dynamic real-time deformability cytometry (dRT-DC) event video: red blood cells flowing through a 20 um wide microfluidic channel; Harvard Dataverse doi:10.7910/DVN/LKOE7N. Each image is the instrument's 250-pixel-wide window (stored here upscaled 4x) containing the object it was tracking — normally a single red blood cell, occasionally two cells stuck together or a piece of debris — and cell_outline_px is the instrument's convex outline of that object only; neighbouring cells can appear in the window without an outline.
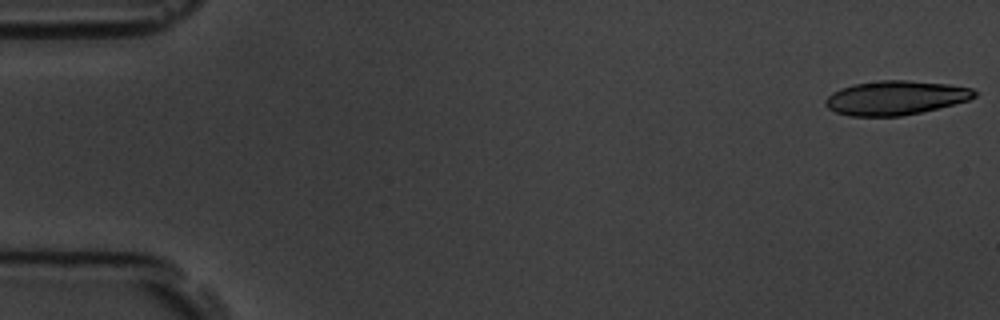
{"species": "common noctule bat (a hibernating species)", "species_latin": "Nyctalus noctula", "temperature_condition": "room temperature", "stored_images_in_passage": 7, "camera_frame_rate_fps": 3000, "um_per_image_px": 0.085, "animal": {"sex": "male", "body_mass_g": 19.5, "forearm_length_mm": 54.6}, "frame": {"image": 1, "passage_image": 1, "time_ms": 0.0, "image_size_px": [1000, 320], "cell_outline_px": [[976, 96], [968, 100], [920, 112], [900, 116], [848, 116], [836, 112], [828, 108], [824, 104], [824, 100], [832, 92], [840, 88], [852, 84], [880, 80], [908, 80], [948, 84], [972, 88], [976, 92]], "centroid_in_image_um": [76.07, 8.3], "position_along_channel_um": 8.9, "area_um2": 29.59}}
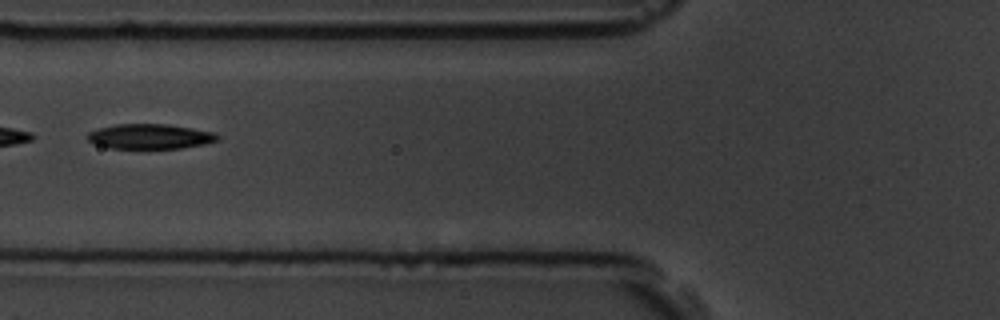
{"frame": {"image": 2, "passage_image": 6, "time_ms": 6.667, "image_size_px": [1000, 320], "cell_outline_px": [[220, 140], [204, 144], [180, 148], [108, 148], [96, 144], [88, 140], [84, 136], [88, 132], [100, 128], [116, 124], [168, 124], [216, 132], [220, 136]], "centroid_in_image_um": [12.77, 11.59], "position_along_channel_um": 113.0, "area_um2": 19.02}}
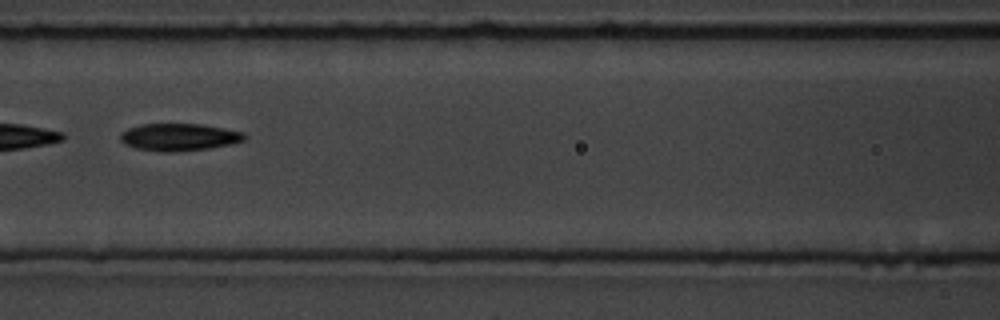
{"frame": {"image": 3, "passage_image": 7, "time_ms": 7.667, "image_size_px": [1000, 320], "cell_outline_px": [[248, 136], [244, 140], [232, 144], [208, 148], [172, 152], [168, 152], [136, 148], [124, 144], [120, 140], [120, 132], [128, 128], [140, 124], [200, 124], [224, 128], [244, 132]], "centroid_in_image_um": [15.22, 11.64], "position_along_channel_um": 151.4, "area_um2": 19.77}}